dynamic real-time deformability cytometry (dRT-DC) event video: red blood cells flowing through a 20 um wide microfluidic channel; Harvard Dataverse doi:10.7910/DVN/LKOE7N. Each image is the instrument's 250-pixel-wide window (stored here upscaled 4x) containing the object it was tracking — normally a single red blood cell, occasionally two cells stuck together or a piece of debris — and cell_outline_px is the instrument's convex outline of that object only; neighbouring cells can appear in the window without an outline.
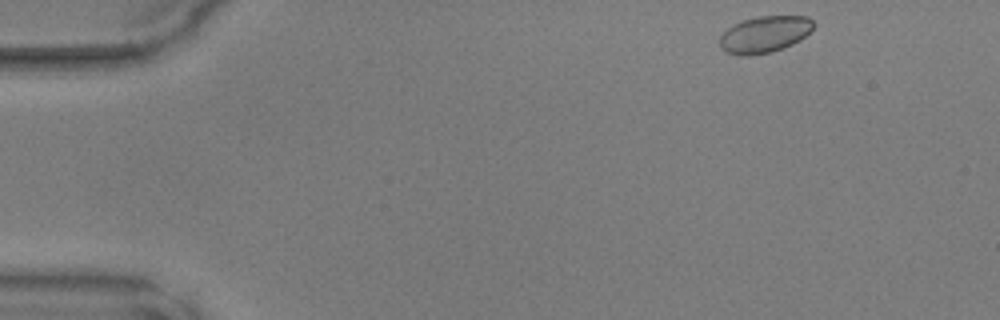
{"species": "common noctule bat (a hibernating species)", "species_latin": "Nyctalus noctula", "temperature_condition": "warm", "stored_images_in_passage": 23, "camera_frame_rate_fps": 3000, "um_per_image_px": 0.085, "animal": {"sex": "male", "body_mass_g": 17.9, "forearm_length_mm": 54.2}, "frame": {"image": 1, "passage_image": 1, "time_ms": 0.0, "image_size_px": [1000, 320], "cell_outline_px": [[816, 24], [800, 40], [784, 48], [772, 52], [748, 56], [740, 56], [728, 52], [720, 48], [720, 36], [732, 24], [756, 16], [808, 16]], "centroid_in_image_um": [64.99, 2.92], "position_along_channel_um": 20.0, "area_um2": 20.06}}
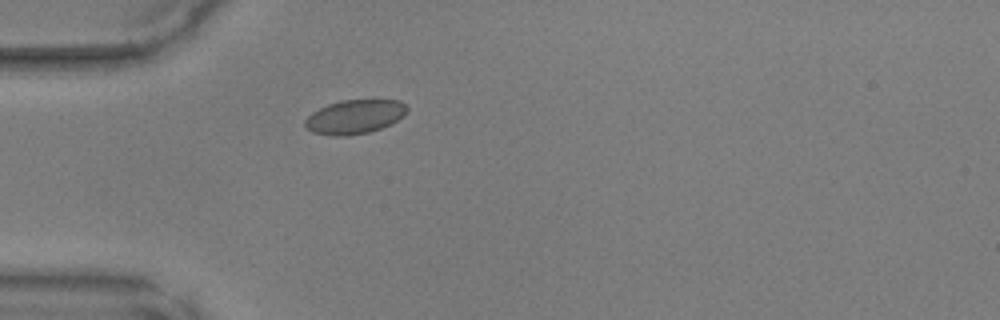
{"frame": {"image": 2, "passage_image": 10, "time_ms": 3.0, "image_size_px": [1000, 320], "cell_outline_px": [[408, 112], [404, 116], [392, 124], [368, 132], [344, 136], [332, 136], [312, 132], [304, 124], [304, 120], [312, 112], [328, 104], [340, 100], [400, 100], [408, 108]], "centroid_in_image_um": [30.16, 9.92], "position_along_channel_um": 54.8, "area_um2": 20.29}}